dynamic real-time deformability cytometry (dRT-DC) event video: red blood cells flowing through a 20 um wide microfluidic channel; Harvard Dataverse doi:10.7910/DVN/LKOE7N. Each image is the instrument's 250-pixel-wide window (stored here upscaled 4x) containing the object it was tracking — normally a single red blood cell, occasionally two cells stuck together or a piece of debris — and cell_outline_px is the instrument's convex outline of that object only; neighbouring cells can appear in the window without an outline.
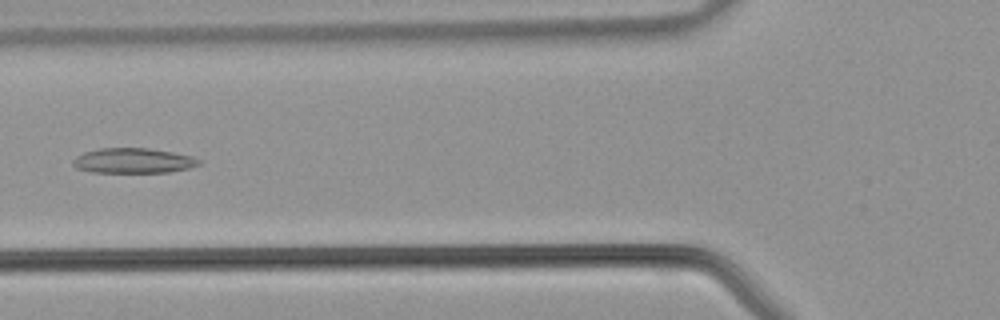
{"species": "common noctule bat (a hibernating species)", "species_latin": "Nyctalus noctula", "temperature_condition": "warm", "stored_images_in_passage": 20, "camera_frame_rate_fps": 3000, "um_per_image_px": 0.085, "animal": {"sex": "male", "body_mass_g": 21.5, "forearm_length_mm": 52.0}, "frame": {"image": 1, "passage_image": 6, "time_ms": 1.667, "image_size_px": [1000, 320], "cell_outline_px": [[200, 164], [188, 168], [168, 172], [92, 172], [76, 168], [72, 164], [72, 160], [76, 156], [84, 152], [100, 148], [148, 148], [172, 152], [192, 156], [200, 160]], "centroid_in_image_um": [11.29, 13.65], "position_along_channel_um": 114.5, "area_um2": 18.32}}
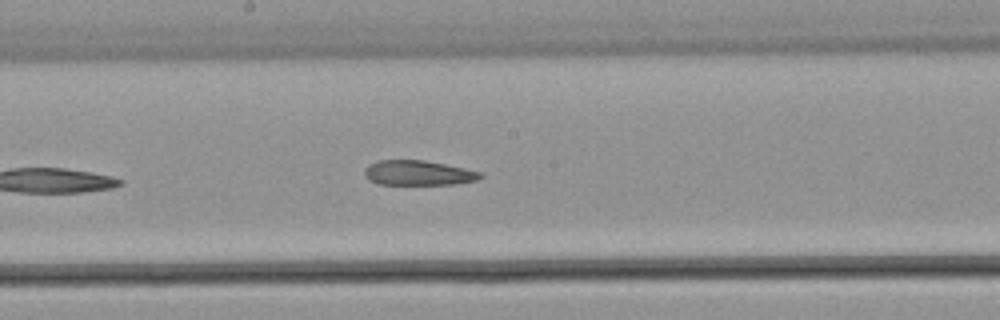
{"frame": {"image": 2, "passage_image": 12, "time_ms": 3.667, "image_size_px": [1000, 320], "cell_outline_px": [[484, 176], [476, 180], [452, 184], [380, 184], [368, 180], [364, 176], [364, 168], [368, 164], [376, 160], [424, 160], [464, 168], [480, 172]], "centroid_in_image_um": [35.48, 14.69], "position_along_channel_um": 212.7, "area_um2": 16.76}}
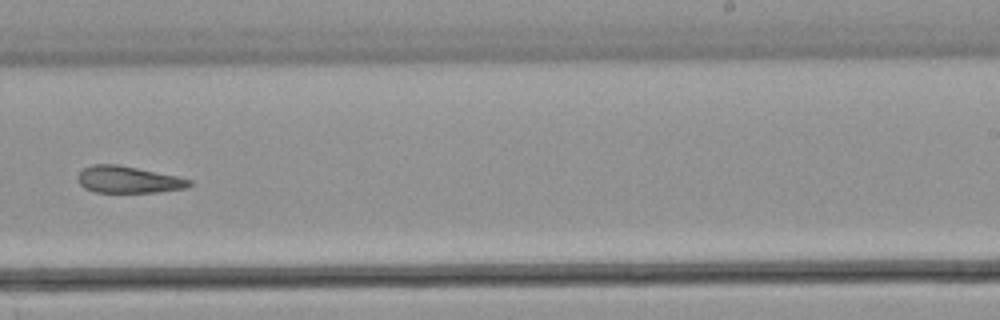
{"frame": {"image": 3, "passage_image": 16, "time_ms": 5.0, "image_size_px": [1000, 320], "cell_outline_px": [[192, 184], [184, 188], [156, 192], [96, 192], [84, 188], [80, 184], [76, 176], [84, 168], [92, 164], [116, 164], [176, 176], [192, 180]], "centroid_in_image_um": [10.86, 15.27], "position_along_channel_um": 278.1, "area_um2": 17.22}}